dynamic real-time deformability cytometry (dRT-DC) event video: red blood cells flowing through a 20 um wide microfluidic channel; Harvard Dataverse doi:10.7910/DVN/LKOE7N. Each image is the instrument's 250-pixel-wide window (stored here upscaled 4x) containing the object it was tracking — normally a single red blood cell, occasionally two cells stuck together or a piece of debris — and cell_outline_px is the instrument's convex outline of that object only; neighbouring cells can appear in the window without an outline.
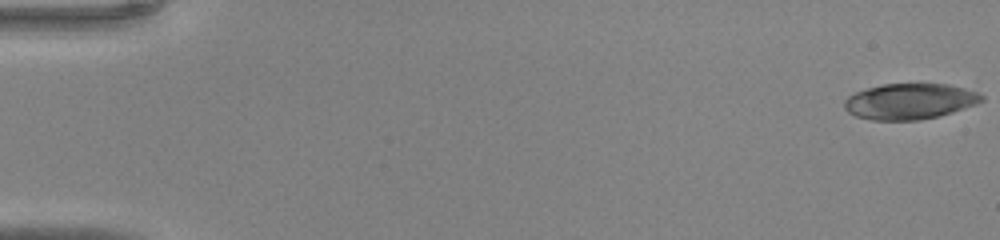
{"species": "common noctule bat (a hibernating species)", "species_latin": "Nyctalus noctula", "temperature_condition": "warm", "stored_images_in_passage": 51, "camera_frame_rate_fps": 3000, "um_per_image_px": 0.085, "animal": {"sex": "male", "body_mass_g": 20.0, "forearm_length_mm": 53.3}, "frame": {"image": 1, "passage_image": 1, "time_ms": 0.0, "image_size_px": [1000, 240], "cell_outline_px": [[984, 100], [976, 104], [940, 116], [920, 120], [872, 120], [856, 116], [848, 112], [844, 108], [844, 100], [848, 96], [856, 92], [868, 88], [884, 84], [948, 84], [964, 88], [976, 92], [984, 96]], "centroid_in_image_um": [77.33, 8.62], "position_along_channel_um": 7.7, "area_um2": 28.55}}
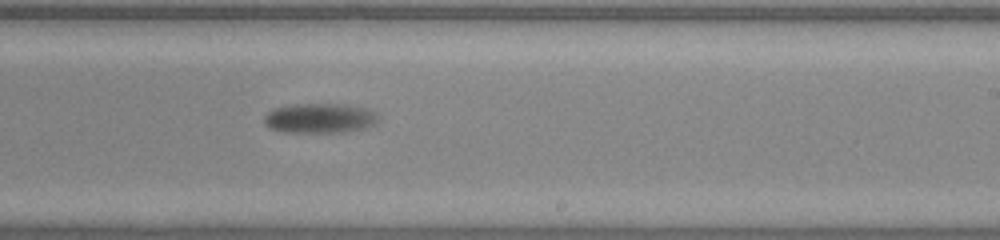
{"frame": {"image": 2, "passage_image": 32, "time_ms": 10.333, "image_size_px": [1000, 240], "cell_outline_px": [[380, 116], [376, 124], [364, 128], [344, 132], [284, 132], [272, 128], [264, 120], [264, 116], [272, 108], [292, 104], [340, 104], [364, 108], [376, 112]], "centroid_in_image_um": [27.21, 10.04], "position_along_channel_um": 261.8, "area_um2": 19.77}}
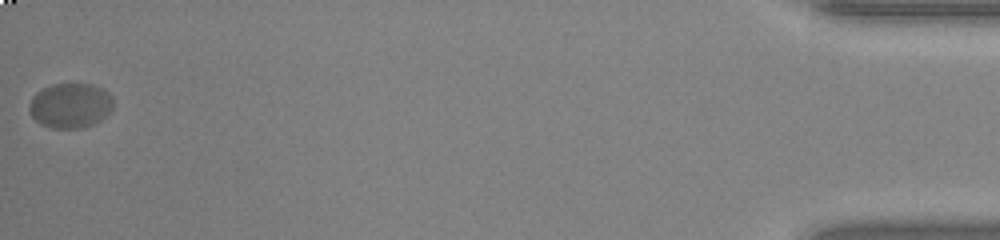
{"frame": {"image": 3, "passage_image": 51, "time_ms": 16.667, "image_size_px": [1000, 240], "cell_outline_px": [[112, 108], [100, 120], [92, 124], [80, 128], [52, 128], [40, 124], [32, 116], [28, 108], [28, 104], [32, 96], [36, 92], [52, 84], [92, 84], [108, 92], [112, 96]], "centroid_in_image_um": [5.94, 8.96], "position_along_channel_um": 429.3, "area_um2": 21.91}}